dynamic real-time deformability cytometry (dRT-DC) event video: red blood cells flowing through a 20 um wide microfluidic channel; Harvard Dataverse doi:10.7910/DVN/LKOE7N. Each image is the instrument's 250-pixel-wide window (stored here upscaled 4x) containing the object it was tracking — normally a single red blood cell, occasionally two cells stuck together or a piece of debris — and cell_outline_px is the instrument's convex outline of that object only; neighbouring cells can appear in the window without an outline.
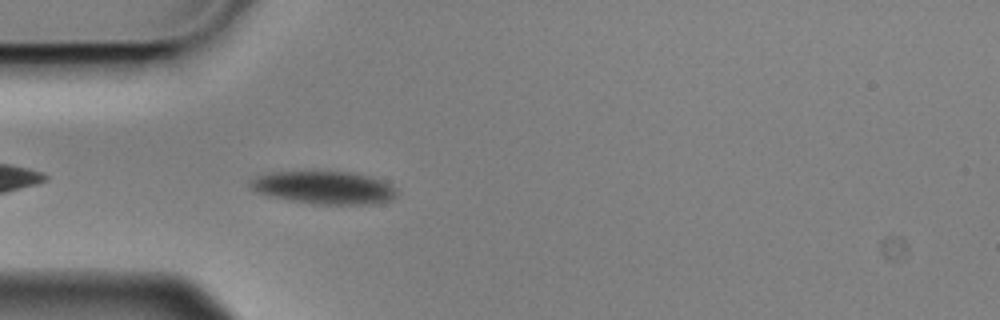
{"species": "Egyptian fruit bat (a non-hibernating species)", "species_latin": "Rousettus aegyptiacus", "temperature_condition": "cold", "stored_images_in_passage": 3, "camera_frame_rate_fps": 3000, "um_per_image_px": 0.085, "animal": {"sex": "male"}, "frame": {"image": 1, "passage_image": 3, "time_ms": 0.667, "image_size_px": [1000, 320], "cell_outline_px": [[396, 196], [392, 200], [368, 204], [312, 204], [292, 200], [256, 192], [248, 184], [256, 176], [272, 172], [312, 168], [352, 172], [368, 176], [380, 180], [388, 184], [396, 192]], "centroid_in_image_um": [27.49, 15.89], "position_along_channel_um": 57.5, "area_um2": 28.61}}